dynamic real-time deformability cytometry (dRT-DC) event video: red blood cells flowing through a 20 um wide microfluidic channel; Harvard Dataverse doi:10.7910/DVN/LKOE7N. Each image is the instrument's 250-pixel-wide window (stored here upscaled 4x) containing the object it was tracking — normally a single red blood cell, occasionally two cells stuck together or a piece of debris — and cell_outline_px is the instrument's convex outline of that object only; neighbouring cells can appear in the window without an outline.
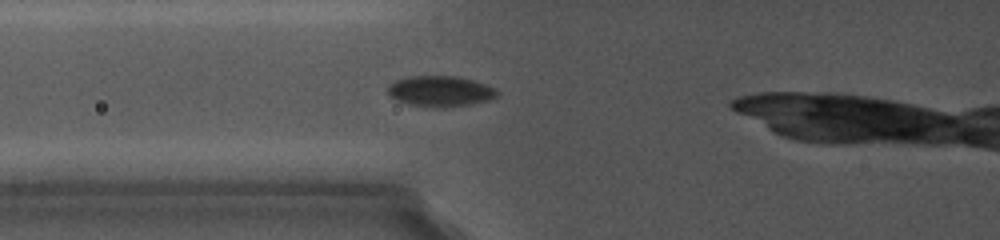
{"species": "common noctule bat (a hibernating species)", "species_latin": "Nyctalus noctula", "temperature_condition": "cold", "stored_images_in_passage": 4, "camera_frame_rate_fps": 5000, "um_per_image_px": 0.085, "animal": {"sex": "female", "body_mass_g": 19.0, "forearm_length_mm": 56.7}, "frame": {"image": 1, "passage_image": 4, "time_ms": 2.8, "image_size_px": [1000, 240], "cell_outline_px": [[496, 92], [492, 96], [484, 100], [464, 104], [412, 104], [396, 100], [388, 92], [388, 88], [396, 80], [408, 76], [456, 76], [472, 80], [492, 88]], "centroid_in_image_um": [37.32, 7.68], "position_along_channel_um": 88.5, "area_um2": 17.8}}